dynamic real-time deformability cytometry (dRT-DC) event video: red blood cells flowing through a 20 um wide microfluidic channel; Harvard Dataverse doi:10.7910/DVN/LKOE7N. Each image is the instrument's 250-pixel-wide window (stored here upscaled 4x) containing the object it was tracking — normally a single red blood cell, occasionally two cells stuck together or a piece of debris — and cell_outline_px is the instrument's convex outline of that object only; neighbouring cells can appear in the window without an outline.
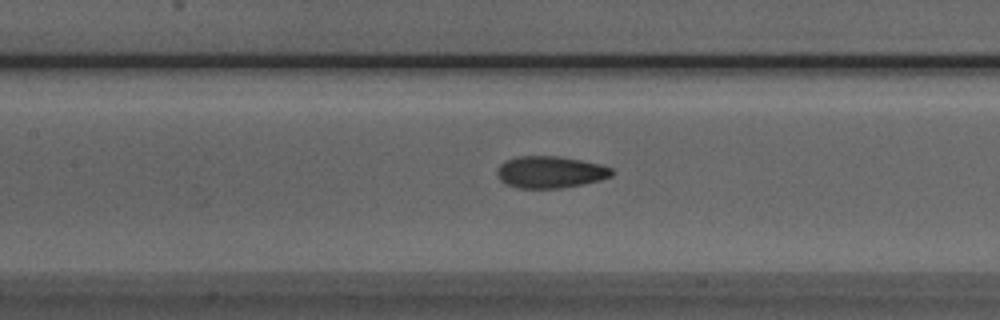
{"species": "Egyptian fruit bat (a non-hibernating species)", "species_latin": "Rousettus aegyptiacus", "temperature_condition": "room temperature", "stored_images_in_passage": 50, "camera_frame_rate_fps": 3000, "um_per_image_px": 0.085, "animal": {"sex": "male"}, "frame": {"image": 1, "passage_image": 22, "time_ms": 7.0, "image_size_px": [1000, 320], "cell_outline_px": [[616, 172], [612, 176], [600, 180], [584, 184], [560, 188], [520, 188], [508, 184], [500, 180], [496, 172], [500, 164], [504, 160], [520, 156], [560, 156], [600, 164], [612, 168]], "centroid_in_image_um": [46.8, 14.62], "position_along_channel_um": 160.6, "area_um2": 21.39}}
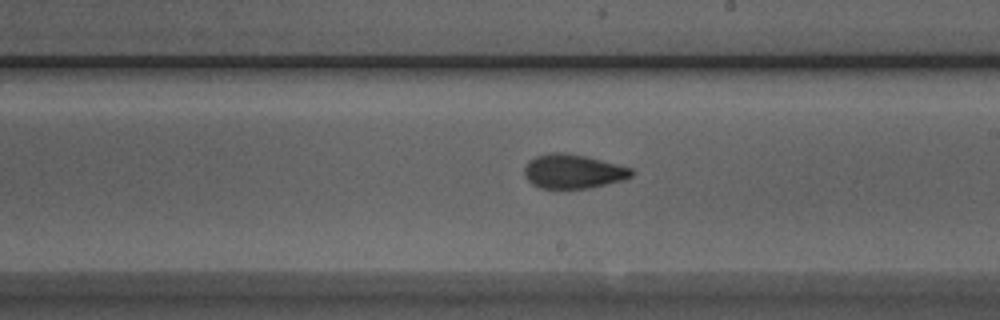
{"frame": {"image": 2, "passage_image": 28, "time_ms": 9.0, "image_size_px": [1000, 320], "cell_outline_px": [[636, 172], [632, 176], [624, 180], [588, 188], [540, 188], [532, 184], [524, 176], [524, 168], [528, 160], [536, 156], [552, 152], [564, 152], [584, 156], [632, 168]], "centroid_in_image_um": [48.7, 14.57], "position_along_channel_um": 240.3, "area_um2": 21.33}}
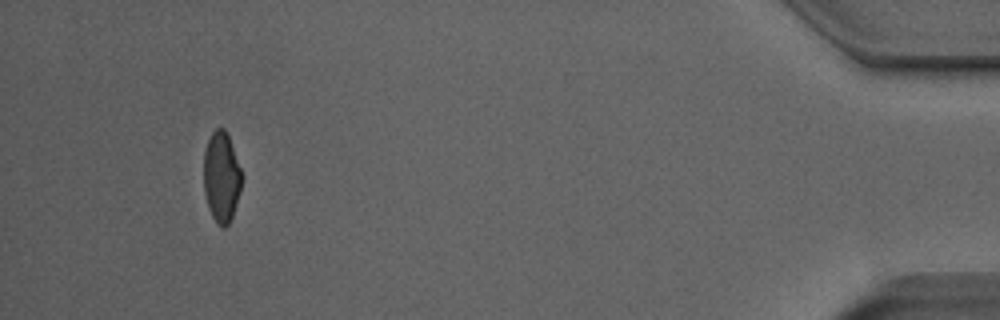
{"frame": {"image": 3, "passage_image": 47, "time_ms": 15.333, "image_size_px": [1000, 320], "cell_outline_px": [[244, 176], [240, 192], [232, 216], [228, 224], [224, 228], [220, 228], [216, 224], [208, 208], [204, 192], [204, 152], [208, 140], [212, 132], [216, 128], [224, 128], [228, 136]], "centroid_in_image_um": [18.83, 15.08], "position_along_channel_um": 416.4, "area_um2": 20.23}, "authors_computed_cell_mechanics": {"area_um2": 21.097, "velocity_mm_per_s": 3.9901, "shape_relaxation_time_tau1_ms": 4.2456, "shape_relaxation_time_tau2_ms": 1.5255, "deformation_change_tau1": 0.1457, "deformation_change_tau2": 0.0733}}